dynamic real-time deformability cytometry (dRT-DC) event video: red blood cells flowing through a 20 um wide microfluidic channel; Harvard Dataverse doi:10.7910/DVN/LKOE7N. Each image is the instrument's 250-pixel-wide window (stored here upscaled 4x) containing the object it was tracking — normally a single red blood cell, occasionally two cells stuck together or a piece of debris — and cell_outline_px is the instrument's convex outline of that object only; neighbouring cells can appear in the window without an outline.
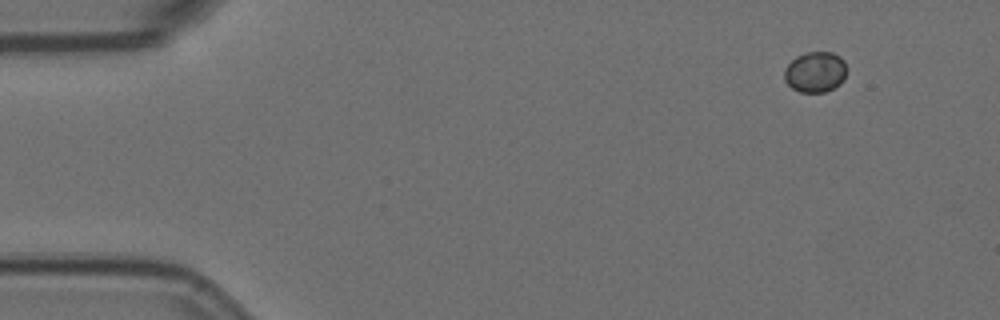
{"species": "Egyptian fruit bat (a non-hibernating species)", "species_latin": "Rousettus aegyptiacus", "temperature_condition": "room temperature", "stored_images_in_passage": 3, "camera_frame_rate_fps": 3000, "um_per_image_px": 0.085, "animal": {"sex": "female"}, "frame": {"image": 1, "passage_image": 1, "time_ms": 0.0, "image_size_px": [1000, 320], "cell_outline_px": [[848, 68], [844, 80], [840, 84], [824, 92], [800, 92], [792, 88], [784, 80], [784, 68], [796, 56], [808, 52], [832, 52], [840, 56], [844, 60]], "centroid_in_image_um": [69.32, 6.11], "position_along_channel_um": 15.7, "area_um2": 14.97}}